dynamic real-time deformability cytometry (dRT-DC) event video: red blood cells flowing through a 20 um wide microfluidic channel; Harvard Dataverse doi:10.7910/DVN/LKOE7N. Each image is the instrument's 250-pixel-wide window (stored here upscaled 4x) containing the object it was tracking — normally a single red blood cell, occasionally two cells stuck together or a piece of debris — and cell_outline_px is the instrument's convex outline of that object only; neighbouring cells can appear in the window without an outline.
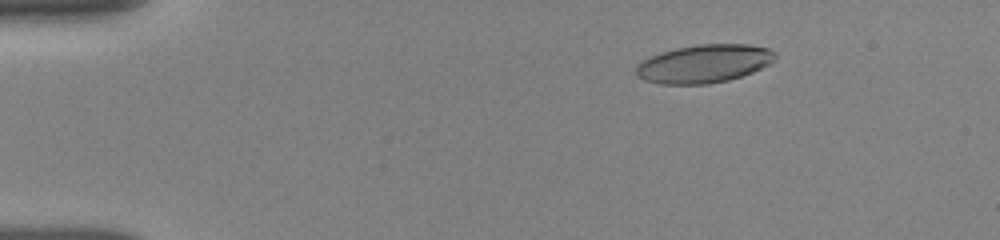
{"species": "human", "species_latin": "Homo sapiens", "temperature_condition": "room temperature", "stored_images_in_passage": 26, "camera_frame_rate_fps": 3000, "um_per_image_px": 0.085, "donor": {"sex": "female"}, "frame": {"image": 1, "passage_image": 5, "time_ms": 2.0, "image_size_px": [1000, 240], "cell_outline_px": [[776, 60], [752, 72], [728, 80], [708, 84], [660, 84], [644, 80], [636, 76], [636, 64], [648, 56], [660, 52], [676, 48], [700, 44], [748, 44], [768, 48], [776, 52]], "centroid_in_image_um": [59.81, 5.41], "position_along_channel_um": 25.2, "area_um2": 31.15}}
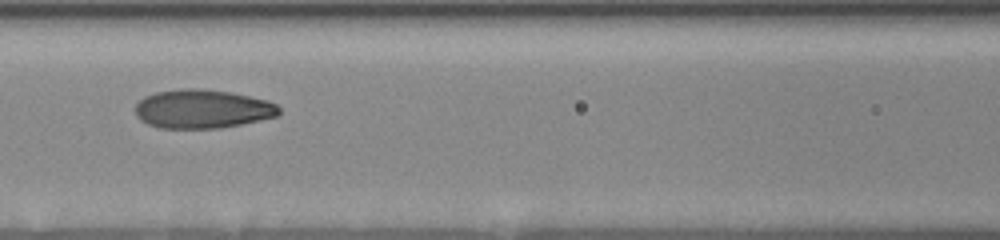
{"frame": {"image": 2, "passage_image": 16, "time_ms": 7.333, "image_size_px": [1000, 240], "cell_outline_px": [[280, 112], [276, 116], [260, 120], [220, 128], [160, 128], [148, 124], [140, 120], [136, 116], [136, 104], [144, 96], [156, 92], [184, 88], [200, 88], [228, 92], [268, 100], [276, 104], [280, 108]], "centroid_in_image_um": [17.19, 9.26], "position_along_channel_um": 149.4, "area_um2": 32.43}}
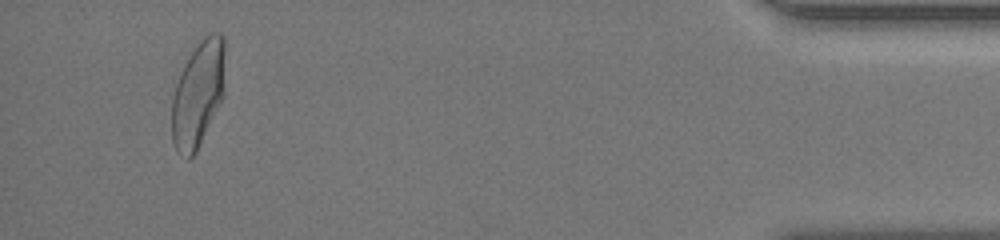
{"frame": {"image": 3, "passage_image": 25, "time_ms": 16.0, "image_size_px": [1000, 240], "cell_outline_px": [[224, 92], [196, 152], [188, 160], [176, 152], [172, 140], [172, 96], [176, 84], [184, 64], [188, 56], [200, 40], [208, 32], [220, 32], [224, 36]], "centroid_in_image_um": [16.82, 7.96], "position_along_channel_um": 418.4, "area_um2": 32.83}, "authors_computed_cell_mechanics": {"area_um2": 31.8189, "velocity_mm_per_s": 3.8472, "shape_relaxation_time_tau1_ms": 5.1905, "shape_relaxation_time_tau2_ms": 0.9843, "deformation_change_tau1": 0.1762, "deformation_change_tau2": 0.0609}}